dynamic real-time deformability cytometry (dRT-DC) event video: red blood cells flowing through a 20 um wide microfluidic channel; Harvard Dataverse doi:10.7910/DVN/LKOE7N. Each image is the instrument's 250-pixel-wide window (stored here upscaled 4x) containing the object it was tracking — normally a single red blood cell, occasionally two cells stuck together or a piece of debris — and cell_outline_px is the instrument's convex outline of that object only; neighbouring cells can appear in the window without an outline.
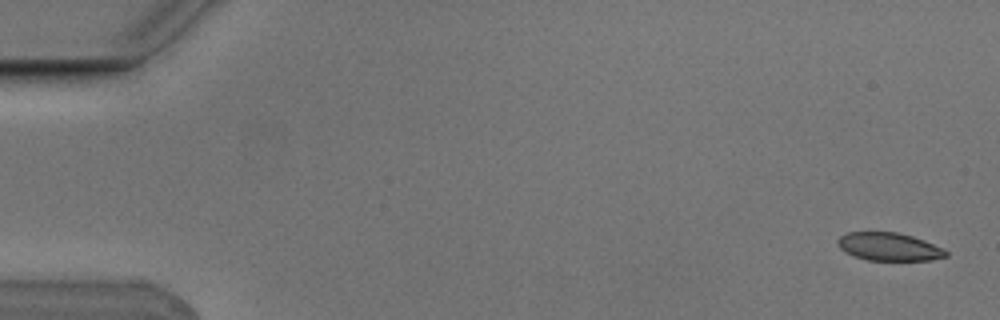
{"species": "Egyptian fruit bat (a non-hibernating species)", "species_latin": "Rousettus aegyptiacus", "temperature_condition": "cold", "stored_images_in_passage": 6, "camera_frame_rate_fps": 3000, "um_per_image_px": 0.085, "animal": {"sex": "male"}, "frame": {"image": 1, "passage_image": 1, "time_ms": 0.0, "image_size_px": [1000, 320], "cell_outline_px": [[948, 256], [932, 260], [868, 260], [852, 256], [844, 252], [840, 248], [836, 240], [840, 236], [848, 232], [896, 232], [912, 236], [924, 240], [944, 248], [948, 252]], "centroid_in_image_um": [75.56, 20.97], "position_along_channel_um": 9.4, "area_um2": 17.8}}